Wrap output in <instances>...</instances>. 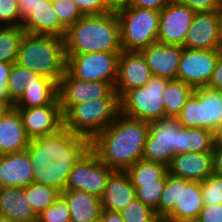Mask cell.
<instances>
[{"instance_id": "obj_1", "label": "cell", "mask_w": 222, "mask_h": 222, "mask_svg": "<svg viewBox=\"0 0 222 222\" xmlns=\"http://www.w3.org/2000/svg\"><path fill=\"white\" fill-rule=\"evenodd\" d=\"M90 149V140L65 126L46 136L31 139L27 151L33 166V183L66 190L69 174Z\"/></svg>"}, {"instance_id": "obj_2", "label": "cell", "mask_w": 222, "mask_h": 222, "mask_svg": "<svg viewBox=\"0 0 222 222\" xmlns=\"http://www.w3.org/2000/svg\"><path fill=\"white\" fill-rule=\"evenodd\" d=\"M150 122L119 114L90 141V149L114 171H126L142 158Z\"/></svg>"}, {"instance_id": "obj_3", "label": "cell", "mask_w": 222, "mask_h": 222, "mask_svg": "<svg viewBox=\"0 0 222 222\" xmlns=\"http://www.w3.org/2000/svg\"><path fill=\"white\" fill-rule=\"evenodd\" d=\"M64 41L66 57L88 52H122L116 11L83 16L67 29Z\"/></svg>"}, {"instance_id": "obj_4", "label": "cell", "mask_w": 222, "mask_h": 222, "mask_svg": "<svg viewBox=\"0 0 222 222\" xmlns=\"http://www.w3.org/2000/svg\"><path fill=\"white\" fill-rule=\"evenodd\" d=\"M16 63L58 84L66 72L64 38L25 33Z\"/></svg>"}, {"instance_id": "obj_5", "label": "cell", "mask_w": 222, "mask_h": 222, "mask_svg": "<svg viewBox=\"0 0 222 222\" xmlns=\"http://www.w3.org/2000/svg\"><path fill=\"white\" fill-rule=\"evenodd\" d=\"M203 207L201 182L167 172L159 201V219L162 222L196 221Z\"/></svg>"}, {"instance_id": "obj_6", "label": "cell", "mask_w": 222, "mask_h": 222, "mask_svg": "<svg viewBox=\"0 0 222 222\" xmlns=\"http://www.w3.org/2000/svg\"><path fill=\"white\" fill-rule=\"evenodd\" d=\"M120 114V98L113 90L106 98L73 105L64 115V126L90 141Z\"/></svg>"}, {"instance_id": "obj_7", "label": "cell", "mask_w": 222, "mask_h": 222, "mask_svg": "<svg viewBox=\"0 0 222 222\" xmlns=\"http://www.w3.org/2000/svg\"><path fill=\"white\" fill-rule=\"evenodd\" d=\"M124 51H141L157 41L160 11L126 6L116 11Z\"/></svg>"}, {"instance_id": "obj_8", "label": "cell", "mask_w": 222, "mask_h": 222, "mask_svg": "<svg viewBox=\"0 0 222 222\" xmlns=\"http://www.w3.org/2000/svg\"><path fill=\"white\" fill-rule=\"evenodd\" d=\"M168 82L153 76L144 86L128 90L120 98V113L148 122L165 117L163 92Z\"/></svg>"}, {"instance_id": "obj_9", "label": "cell", "mask_w": 222, "mask_h": 222, "mask_svg": "<svg viewBox=\"0 0 222 222\" xmlns=\"http://www.w3.org/2000/svg\"><path fill=\"white\" fill-rule=\"evenodd\" d=\"M176 118L185 128L213 131L222 123V91L207 87L195 88Z\"/></svg>"}, {"instance_id": "obj_10", "label": "cell", "mask_w": 222, "mask_h": 222, "mask_svg": "<svg viewBox=\"0 0 222 222\" xmlns=\"http://www.w3.org/2000/svg\"><path fill=\"white\" fill-rule=\"evenodd\" d=\"M121 52H88L66 57V73L78 80L108 82L113 87L117 79Z\"/></svg>"}, {"instance_id": "obj_11", "label": "cell", "mask_w": 222, "mask_h": 222, "mask_svg": "<svg viewBox=\"0 0 222 222\" xmlns=\"http://www.w3.org/2000/svg\"><path fill=\"white\" fill-rule=\"evenodd\" d=\"M180 126L177 118L169 116L150 122L142 158L169 166L179 154Z\"/></svg>"}, {"instance_id": "obj_12", "label": "cell", "mask_w": 222, "mask_h": 222, "mask_svg": "<svg viewBox=\"0 0 222 222\" xmlns=\"http://www.w3.org/2000/svg\"><path fill=\"white\" fill-rule=\"evenodd\" d=\"M113 172L89 149L71 170L66 189L85 191L100 198Z\"/></svg>"}, {"instance_id": "obj_13", "label": "cell", "mask_w": 222, "mask_h": 222, "mask_svg": "<svg viewBox=\"0 0 222 222\" xmlns=\"http://www.w3.org/2000/svg\"><path fill=\"white\" fill-rule=\"evenodd\" d=\"M222 50L183 48L177 79L194 89L207 87Z\"/></svg>"}, {"instance_id": "obj_14", "label": "cell", "mask_w": 222, "mask_h": 222, "mask_svg": "<svg viewBox=\"0 0 222 222\" xmlns=\"http://www.w3.org/2000/svg\"><path fill=\"white\" fill-rule=\"evenodd\" d=\"M114 87L108 82L71 78L66 72L58 83V99L63 115L75 104L106 98Z\"/></svg>"}, {"instance_id": "obj_15", "label": "cell", "mask_w": 222, "mask_h": 222, "mask_svg": "<svg viewBox=\"0 0 222 222\" xmlns=\"http://www.w3.org/2000/svg\"><path fill=\"white\" fill-rule=\"evenodd\" d=\"M195 13L176 0L170 2L160 11L157 41L183 47Z\"/></svg>"}, {"instance_id": "obj_16", "label": "cell", "mask_w": 222, "mask_h": 222, "mask_svg": "<svg viewBox=\"0 0 222 222\" xmlns=\"http://www.w3.org/2000/svg\"><path fill=\"white\" fill-rule=\"evenodd\" d=\"M183 48L222 50V36L217 11L195 13Z\"/></svg>"}, {"instance_id": "obj_17", "label": "cell", "mask_w": 222, "mask_h": 222, "mask_svg": "<svg viewBox=\"0 0 222 222\" xmlns=\"http://www.w3.org/2000/svg\"><path fill=\"white\" fill-rule=\"evenodd\" d=\"M152 77V71L140 51L122 50L118 58L117 79L114 85L119 98L130 89L144 86Z\"/></svg>"}, {"instance_id": "obj_18", "label": "cell", "mask_w": 222, "mask_h": 222, "mask_svg": "<svg viewBox=\"0 0 222 222\" xmlns=\"http://www.w3.org/2000/svg\"><path fill=\"white\" fill-rule=\"evenodd\" d=\"M15 109L19 111L25 132L30 139L54 133L64 126L60 103H50L42 107Z\"/></svg>"}, {"instance_id": "obj_19", "label": "cell", "mask_w": 222, "mask_h": 222, "mask_svg": "<svg viewBox=\"0 0 222 222\" xmlns=\"http://www.w3.org/2000/svg\"><path fill=\"white\" fill-rule=\"evenodd\" d=\"M145 57L153 76L177 79V72L182 57L183 47L161 42H154L140 51Z\"/></svg>"}, {"instance_id": "obj_20", "label": "cell", "mask_w": 222, "mask_h": 222, "mask_svg": "<svg viewBox=\"0 0 222 222\" xmlns=\"http://www.w3.org/2000/svg\"><path fill=\"white\" fill-rule=\"evenodd\" d=\"M21 27L28 34L51 35L64 38L67 29L52 7V0H41L23 18Z\"/></svg>"}, {"instance_id": "obj_21", "label": "cell", "mask_w": 222, "mask_h": 222, "mask_svg": "<svg viewBox=\"0 0 222 222\" xmlns=\"http://www.w3.org/2000/svg\"><path fill=\"white\" fill-rule=\"evenodd\" d=\"M168 172L186 180L202 182L213 174L212 152L176 154Z\"/></svg>"}, {"instance_id": "obj_22", "label": "cell", "mask_w": 222, "mask_h": 222, "mask_svg": "<svg viewBox=\"0 0 222 222\" xmlns=\"http://www.w3.org/2000/svg\"><path fill=\"white\" fill-rule=\"evenodd\" d=\"M33 166L28 151L0 155V186L24 188L33 183Z\"/></svg>"}, {"instance_id": "obj_23", "label": "cell", "mask_w": 222, "mask_h": 222, "mask_svg": "<svg viewBox=\"0 0 222 222\" xmlns=\"http://www.w3.org/2000/svg\"><path fill=\"white\" fill-rule=\"evenodd\" d=\"M30 140L19 111L12 106L0 119V155L25 151Z\"/></svg>"}, {"instance_id": "obj_24", "label": "cell", "mask_w": 222, "mask_h": 222, "mask_svg": "<svg viewBox=\"0 0 222 222\" xmlns=\"http://www.w3.org/2000/svg\"><path fill=\"white\" fill-rule=\"evenodd\" d=\"M136 198L135 187L125 171H114L107 182L100 201L102 210L120 212Z\"/></svg>"}, {"instance_id": "obj_25", "label": "cell", "mask_w": 222, "mask_h": 222, "mask_svg": "<svg viewBox=\"0 0 222 222\" xmlns=\"http://www.w3.org/2000/svg\"><path fill=\"white\" fill-rule=\"evenodd\" d=\"M61 196L69 206L70 219L74 222L101 220L102 204L96 195L81 190H64Z\"/></svg>"}, {"instance_id": "obj_26", "label": "cell", "mask_w": 222, "mask_h": 222, "mask_svg": "<svg viewBox=\"0 0 222 222\" xmlns=\"http://www.w3.org/2000/svg\"><path fill=\"white\" fill-rule=\"evenodd\" d=\"M0 215L17 222H36L38 215L28 204L20 187L0 188Z\"/></svg>"}, {"instance_id": "obj_27", "label": "cell", "mask_w": 222, "mask_h": 222, "mask_svg": "<svg viewBox=\"0 0 222 222\" xmlns=\"http://www.w3.org/2000/svg\"><path fill=\"white\" fill-rule=\"evenodd\" d=\"M26 88L14 108L42 107L50 103H59L58 84L49 78H31L26 81Z\"/></svg>"}, {"instance_id": "obj_28", "label": "cell", "mask_w": 222, "mask_h": 222, "mask_svg": "<svg viewBox=\"0 0 222 222\" xmlns=\"http://www.w3.org/2000/svg\"><path fill=\"white\" fill-rule=\"evenodd\" d=\"M134 187L156 183L168 172V166L141 158L125 171Z\"/></svg>"}, {"instance_id": "obj_29", "label": "cell", "mask_w": 222, "mask_h": 222, "mask_svg": "<svg viewBox=\"0 0 222 222\" xmlns=\"http://www.w3.org/2000/svg\"><path fill=\"white\" fill-rule=\"evenodd\" d=\"M212 131L205 128H185L180 126L179 153H203L213 150Z\"/></svg>"}, {"instance_id": "obj_30", "label": "cell", "mask_w": 222, "mask_h": 222, "mask_svg": "<svg viewBox=\"0 0 222 222\" xmlns=\"http://www.w3.org/2000/svg\"><path fill=\"white\" fill-rule=\"evenodd\" d=\"M194 88L181 80H169L163 92L165 116L177 117Z\"/></svg>"}, {"instance_id": "obj_31", "label": "cell", "mask_w": 222, "mask_h": 222, "mask_svg": "<svg viewBox=\"0 0 222 222\" xmlns=\"http://www.w3.org/2000/svg\"><path fill=\"white\" fill-rule=\"evenodd\" d=\"M25 33L21 26H0V62L16 63Z\"/></svg>"}, {"instance_id": "obj_32", "label": "cell", "mask_w": 222, "mask_h": 222, "mask_svg": "<svg viewBox=\"0 0 222 222\" xmlns=\"http://www.w3.org/2000/svg\"><path fill=\"white\" fill-rule=\"evenodd\" d=\"M31 78H47L30 69L19 66L17 63L11 64L6 84L7 100L14 105L24 94L26 81Z\"/></svg>"}, {"instance_id": "obj_33", "label": "cell", "mask_w": 222, "mask_h": 222, "mask_svg": "<svg viewBox=\"0 0 222 222\" xmlns=\"http://www.w3.org/2000/svg\"><path fill=\"white\" fill-rule=\"evenodd\" d=\"M24 190L28 204L37 215L53 205L61 195L55 188L40 183H31Z\"/></svg>"}, {"instance_id": "obj_34", "label": "cell", "mask_w": 222, "mask_h": 222, "mask_svg": "<svg viewBox=\"0 0 222 222\" xmlns=\"http://www.w3.org/2000/svg\"><path fill=\"white\" fill-rule=\"evenodd\" d=\"M166 185V175L156 183L135 187L136 198L156 212L159 218V201Z\"/></svg>"}, {"instance_id": "obj_35", "label": "cell", "mask_w": 222, "mask_h": 222, "mask_svg": "<svg viewBox=\"0 0 222 222\" xmlns=\"http://www.w3.org/2000/svg\"><path fill=\"white\" fill-rule=\"evenodd\" d=\"M124 222H162L156 212L135 198L120 211Z\"/></svg>"}, {"instance_id": "obj_36", "label": "cell", "mask_w": 222, "mask_h": 222, "mask_svg": "<svg viewBox=\"0 0 222 222\" xmlns=\"http://www.w3.org/2000/svg\"><path fill=\"white\" fill-rule=\"evenodd\" d=\"M201 193L204 206L222 204V176L213 173L202 181Z\"/></svg>"}, {"instance_id": "obj_37", "label": "cell", "mask_w": 222, "mask_h": 222, "mask_svg": "<svg viewBox=\"0 0 222 222\" xmlns=\"http://www.w3.org/2000/svg\"><path fill=\"white\" fill-rule=\"evenodd\" d=\"M52 7L66 29L84 16L73 0H52Z\"/></svg>"}, {"instance_id": "obj_38", "label": "cell", "mask_w": 222, "mask_h": 222, "mask_svg": "<svg viewBox=\"0 0 222 222\" xmlns=\"http://www.w3.org/2000/svg\"><path fill=\"white\" fill-rule=\"evenodd\" d=\"M70 211L66 200L60 195L55 203L38 215V222H68Z\"/></svg>"}, {"instance_id": "obj_39", "label": "cell", "mask_w": 222, "mask_h": 222, "mask_svg": "<svg viewBox=\"0 0 222 222\" xmlns=\"http://www.w3.org/2000/svg\"><path fill=\"white\" fill-rule=\"evenodd\" d=\"M22 21L18 0H0V26H21Z\"/></svg>"}, {"instance_id": "obj_40", "label": "cell", "mask_w": 222, "mask_h": 222, "mask_svg": "<svg viewBox=\"0 0 222 222\" xmlns=\"http://www.w3.org/2000/svg\"><path fill=\"white\" fill-rule=\"evenodd\" d=\"M81 13L87 15H103L113 11L106 0H73Z\"/></svg>"}, {"instance_id": "obj_41", "label": "cell", "mask_w": 222, "mask_h": 222, "mask_svg": "<svg viewBox=\"0 0 222 222\" xmlns=\"http://www.w3.org/2000/svg\"><path fill=\"white\" fill-rule=\"evenodd\" d=\"M195 12L217 11L220 0H176Z\"/></svg>"}, {"instance_id": "obj_42", "label": "cell", "mask_w": 222, "mask_h": 222, "mask_svg": "<svg viewBox=\"0 0 222 222\" xmlns=\"http://www.w3.org/2000/svg\"><path fill=\"white\" fill-rule=\"evenodd\" d=\"M196 222H222V204L204 206Z\"/></svg>"}, {"instance_id": "obj_43", "label": "cell", "mask_w": 222, "mask_h": 222, "mask_svg": "<svg viewBox=\"0 0 222 222\" xmlns=\"http://www.w3.org/2000/svg\"><path fill=\"white\" fill-rule=\"evenodd\" d=\"M173 0H130L129 5L142 9L161 11Z\"/></svg>"}, {"instance_id": "obj_44", "label": "cell", "mask_w": 222, "mask_h": 222, "mask_svg": "<svg viewBox=\"0 0 222 222\" xmlns=\"http://www.w3.org/2000/svg\"><path fill=\"white\" fill-rule=\"evenodd\" d=\"M207 88L222 91V52L219 55L212 77Z\"/></svg>"}, {"instance_id": "obj_45", "label": "cell", "mask_w": 222, "mask_h": 222, "mask_svg": "<svg viewBox=\"0 0 222 222\" xmlns=\"http://www.w3.org/2000/svg\"><path fill=\"white\" fill-rule=\"evenodd\" d=\"M213 173L222 176V145H214L212 150Z\"/></svg>"}, {"instance_id": "obj_46", "label": "cell", "mask_w": 222, "mask_h": 222, "mask_svg": "<svg viewBox=\"0 0 222 222\" xmlns=\"http://www.w3.org/2000/svg\"><path fill=\"white\" fill-rule=\"evenodd\" d=\"M101 220L103 222H124L120 212L110 210H102Z\"/></svg>"}, {"instance_id": "obj_47", "label": "cell", "mask_w": 222, "mask_h": 222, "mask_svg": "<svg viewBox=\"0 0 222 222\" xmlns=\"http://www.w3.org/2000/svg\"><path fill=\"white\" fill-rule=\"evenodd\" d=\"M21 17L24 18L41 0H18Z\"/></svg>"}, {"instance_id": "obj_48", "label": "cell", "mask_w": 222, "mask_h": 222, "mask_svg": "<svg viewBox=\"0 0 222 222\" xmlns=\"http://www.w3.org/2000/svg\"><path fill=\"white\" fill-rule=\"evenodd\" d=\"M107 5L113 10L117 11L129 5L130 0H106Z\"/></svg>"}, {"instance_id": "obj_49", "label": "cell", "mask_w": 222, "mask_h": 222, "mask_svg": "<svg viewBox=\"0 0 222 222\" xmlns=\"http://www.w3.org/2000/svg\"><path fill=\"white\" fill-rule=\"evenodd\" d=\"M11 64L0 62V82H7Z\"/></svg>"}, {"instance_id": "obj_50", "label": "cell", "mask_w": 222, "mask_h": 222, "mask_svg": "<svg viewBox=\"0 0 222 222\" xmlns=\"http://www.w3.org/2000/svg\"><path fill=\"white\" fill-rule=\"evenodd\" d=\"M213 145H222V123L212 131Z\"/></svg>"}, {"instance_id": "obj_51", "label": "cell", "mask_w": 222, "mask_h": 222, "mask_svg": "<svg viewBox=\"0 0 222 222\" xmlns=\"http://www.w3.org/2000/svg\"><path fill=\"white\" fill-rule=\"evenodd\" d=\"M12 106L8 100H0V119Z\"/></svg>"}, {"instance_id": "obj_52", "label": "cell", "mask_w": 222, "mask_h": 222, "mask_svg": "<svg viewBox=\"0 0 222 222\" xmlns=\"http://www.w3.org/2000/svg\"><path fill=\"white\" fill-rule=\"evenodd\" d=\"M6 84L7 82H0V100H7Z\"/></svg>"}, {"instance_id": "obj_53", "label": "cell", "mask_w": 222, "mask_h": 222, "mask_svg": "<svg viewBox=\"0 0 222 222\" xmlns=\"http://www.w3.org/2000/svg\"><path fill=\"white\" fill-rule=\"evenodd\" d=\"M217 14L219 18L220 31H221V36H222V8L217 9Z\"/></svg>"}, {"instance_id": "obj_54", "label": "cell", "mask_w": 222, "mask_h": 222, "mask_svg": "<svg viewBox=\"0 0 222 222\" xmlns=\"http://www.w3.org/2000/svg\"><path fill=\"white\" fill-rule=\"evenodd\" d=\"M0 222H17V221H13L7 217L0 215Z\"/></svg>"}, {"instance_id": "obj_55", "label": "cell", "mask_w": 222, "mask_h": 222, "mask_svg": "<svg viewBox=\"0 0 222 222\" xmlns=\"http://www.w3.org/2000/svg\"><path fill=\"white\" fill-rule=\"evenodd\" d=\"M219 8H222V0H220Z\"/></svg>"}, {"instance_id": "obj_56", "label": "cell", "mask_w": 222, "mask_h": 222, "mask_svg": "<svg viewBox=\"0 0 222 222\" xmlns=\"http://www.w3.org/2000/svg\"><path fill=\"white\" fill-rule=\"evenodd\" d=\"M180 222H196V221H180Z\"/></svg>"}]
</instances>
